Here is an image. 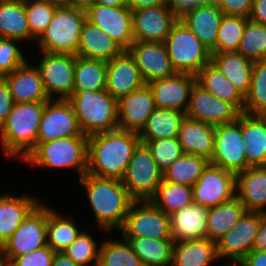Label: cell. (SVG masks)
<instances>
[{"instance_id": "6da1fadb", "label": "cell", "mask_w": 266, "mask_h": 266, "mask_svg": "<svg viewBox=\"0 0 266 266\" xmlns=\"http://www.w3.org/2000/svg\"><path fill=\"white\" fill-rule=\"evenodd\" d=\"M138 132L116 129L88 136V174L121 180L137 146Z\"/></svg>"}, {"instance_id": "7a4b0ae2", "label": "cell", "mask_w": 266, "mask_h": 266, "mask_svg": "<svg viewBox=\"0 0 266 266\" xmlns=\"http://www.w3.org/2000/svg\"><path fill=\"white\" fill-rule=\"evenodd\" d=\"M79 184L86 189L98 229L104 234L119 231L134 202L121 180L86 173L79 179Z\"/></svg>"}, {"instance_id": "3957f363", "label": "cell", "mask_w": 266, "mask_h": 266, "mask_svg": "<svg viewBox=\"0 0 266 266\" xmlns=\"http://www.w3.org/2000/svg\"><path fill=\"white\" fill-rule=\"evenodd\" d=\"M46 102L15 103L0 128L1 151L22 161L36 148L38 129Z\"/></svg>"}, {"instance_id": "277c9868", "label": "cell", "mask_w": 266, "mask_h": 266, "mask_svg": "<svg viewBox=\"0 0 266 266\" xmlns=\"http://www.w3.org/2000/svg\"><path fill=\"white\" fill-rule=\"evenodd\" d=\"M68 100L83 134L93 136L118 129L117 100L106 89L73 91Z\"/></svg>"}, {"instance_id": "5b68a950", "label": "cell", "mask_w": 266, "mask_h": 266, "mask_svg": "<svg viewBox=\"0 0 266 266\" xmlns=\"http://www.w3.org/2000/svg\"><path fill=\"white\" fill-rule=\"evenodd\" d=\"M88 136L60 138L39 144L23 161L39 168H75L82 178L87 172Z\"/></svg>"}, {"instance_id": "8992f818", "label": "cell", "mask_w": 266, "mask_h": 266, "mask_svg": "<svg viewBox=\"0 0 266 266\" xmlns=\"http://www.w3.org/2000/svg\"><path fill=\"white\" fill-rule=\"evenodd\" d=\"M87 13L70 7L57 8L47 29L36 40L43 52L77 55L79 36Z\"/></svg>"}, {"instance_id": "52a82bcc", "label": "cell", "mask_w": 266, "mask_h": 266, "mask_svg": "<svg viewBox=\"0 0 266 266\" xmlns=\"http://www.w3.org/2000/svg\"><path fill=\"white\" fill-rule=\"evenodd\" d=\"M164 44L177 73L196 75L210 63L211 52L180 20L173 25Z\"/></svg>"}, {"instance_id": "ba28073f", "label": "cell", "mask_w": 266, "mask_h": 266, "mask_svg": "<svg viewBox=\"0 0 266 266\" xmlns=\"http://www.w3.org/2000/svg\"><path fill=\"white\" fill-rule=\"evenodd\" d=\"M163 180V172L159 169L150 150L144 143L135 149L121 179L134 201H151Z\"/></svg>"}, {"instance_id": "9c48e42d", "label": "cell", "mask_w": 266, "mask_h": 266, "mask_svg": "<svg viewBox=\"0 0 266 266\" xmlns=\"http://www.w3.org/2000/svg\"><path fill=\"white\" fill-rule=\"evenodd\" d=\"M119 232L122 237L173 239L169 215L152 201H134Z\"/></svg>"}, {"instance_id": "30bf717a", "label": "cell", "mask_w": 266, "mask_h": 266, "mask_svg": "<svg viewBox=\"0 0 266 266\" xmlns=\"http://www.w3.org/2000/svg\"><path fill=\"white\" fill-rule=\"evenodd\" d=\"M39 52L42 57L36 67L47 97L68 100L74 89L75 55Z\"/></svg>"}, {"instance_id": "8fae6325", "label": "cell", "mask_w": 266, "mask_h": 266, "mask_svg": "<svg viewBox=\"0 0 266 266\" xmlns=\"http://www.w3.org/2000/svg\"><path fill=\"white\" fill-rule=\"evenodd\" d=\"M263 215L260 212L245 211L240 220L216 241L218 259H227L224 265H237L252 251Z\"/></svg>"}, {"instance_id": "7c38bea8", "label": "cell", "mask_w": 266, "mask_h": 266, "mask_svg": "<svg viewBox=\"0 0 266 266\" xmlns=\"http://www.w3.org/2000/svg\"><path fill=\"white\" fill-rule=\"evenodd\" d=\"M47 245V204L40 203L21 223L20 227L2 245L11 262Z\"/></svg>"}, {"instance_id": "4fadbf2b", "label": "cell", "mask_w": 266, "mask_h": 266, "mask_svg": "<svg viewBox=\"0 0 266 266\" xmlns=\"http://www.w3.org/2000/svg\"><path fill=\"white\" fill-rule=\"evenodd\" d=\"M210 164L235 175L247 169L242 140V113L236 121L216 126L214 152Z\"/></svg>"}, {"instance_id": "5bb4252c", "label": "cell", "mask_w": 266, "mask_h": 266, "mask_svg": "<svg viewBox=\"0 0 266 266\" xmlns=\"http://www.w3.org/2000/svg\"><path fill=\"white\" fill-rule=\"evenodd\" d=\"M87 136L82 133L69 100L49 99L38 129L36 147L60 138Z\"/></svg>"}, {"instance_id": "9a60e30c", "label": "cell", "mask_w": 266, "mask_h": 266, "mask_svg": "<svg viewBox=\"0 0 266 266\" xmlns=\"http://www.w3.org/2000/svg\"><path fill=\"white\" fill-rule=\"evenodd\" d=\"M235 184L234 173L209 163L192 186L193 202L209 208L227 202L236 196Z\"/></svg>"}, {"instance_id": "2e32d148", "label": "cell", "mask_w": 266, "mask_h": 266, "mask_svg": "<svg viewBox=\"0 0 266 266\" xmlns=\"http://www.w3.org/2000/svg\"><path fill=\"white\" fill-rule=\"evenodd\" d=\"M178 20L170 5L134 10L132 11L134 41L164 43Z\"/></svg>"}, {"instance_id": "e0dca14e", "label": "cell", "mask_w": 266, "mask_h": 266, "mask_svg": "<svg viewBox=\"0 0 266 266\" xmlns=\"http://www.w3.org/2000/svg\"><path fill=\"white\" fill-rule=\"evenodd\" d=\"M241 112L203 89L196 82L191 88L186 116L213 126L234 122Z\"/></svg>"}, {"instance_id": "ac0fdd59", "label": "cell", "mask_w": 266, "mask_h": 266, "mask_svg": "<svg viewBox=\"0 0 266 266\" xmlns=\"http://www.w3.org/2000/svg\"><path fill=\"white\" fill-rule=\"evenodd\" d=\"M87 20L100 27L124 51L134 42L132 11L127 6L104 7L93 4L86 12Z\"/></svg>"}, {"instance_id": "d6986e66", "label": "cell", "mask_w": 266, "mask_h": 266, "mask_svg": "<svg viewBox=\"0 0 266 266\" xmlns=\"http://www.w3.org/2000/svg\"><path fill=\"white\" fill-rule=\"evenodd\" d=\"M127 51L134 58L146 84L176 73L164 43L134 41Z\"/></svg>"}, {"instance_id": "ffe728a7", "label": "cell", "mask_w": 266, "mask_h": 266, "mask_svg": "<svg viewBox=\"0 0 266 266\" xmlns=\"http://www.w3.org/2000/svg\"><path fill=\"white\" fill-rule=\"evenodd\" d=\"M106 66V91L117 101L146 85L134 58L128 51H123L106 62Z\"/></svg>"}, {"instance_id": "44dd1931", "label": "cell", "mask_w": 266, "mask_h": 266, "mask_svg": "<svg viewBox=\"0 0 266 266\" xmlns=\"http://www.w3.org/2000/svg\"><path fill=\"white\" fill-rule=\"evenodd\" d=\"M196 82L195 75L175 73L174 75L148 83L153 93L156 108L175 109L187 112L190 91Z\"/></svg>"}, {"instance_id": "7402d4cb", "label": "cell", "mask_w": 266, "mask_h": 266, "mask_svg": "<svg viewBox=\"0 0 266 266\" xmlns=\"http://www.w3.org/2000/svg\"><path fill=\"white\" fill-rule=\"evenodd\" d=\"M155 109L153 93L146 84L117 101L118 129L139 132Z\"/></svg>"}, {"instance_id": "603a6c76", "label": "cell", "mask_w": 266, "mask_h": 266, "mask_svg": "<svg viewBox=\"0 0 266 266\" xmlns=\"http://www.w3.org/2000/svg\"><path fill=\"white\" fill-rule=\"evenodd\" d=\"M223 15L216 3H204L183 14L179 20L211 53H216L217 32Z\"/></svg>"}, {"instance_id": "cb8c5ba5", "label": "cell", "mask_w": 266, "mask_h": 266, "mask_svg": "<svg viewBox=\"0 0 266 266\" xmlns=\"http://www.w3.org/2000/svg\"><path fill=\"white\" fill-rule=\"evenodd\" d=\"M15 103L47 102L38 68L26 61L19 68L3 76Z\"/></svg>"}, {"instance_id": "d4e9b609", "label": "cell", "mask_w": 266, "mask_h": 266, "mask_svg": "<svg viewBox=\"0 0 266 266\" xmlns=\"http://www.w3.org/2000/svg\"><path fill=\"white\" fill-rule=\"evenodd\" d=\"M209 209L193 202L172 212L169 217L174 242L206 238Z\"/></svg>"}, {"instance_id": "484cf974", "label": "cell", "mask_w": 266, "mask_h": 266, "mask_svg": "<svg viewBox=\"0 0 266 266\" xmlns=\"http://www.w3.org/2000/svg\"><path fill=\"white\" fill-rule=\"evenodd\" d=\"M235 192L246 211L266 214V166L249 167L237 173Z\"/></svg>"}, {"instance_id": "4316f807", "label": "cell", "mask_w": 266, "mask_h": 266, "mask_svg": "<svg viewBox=\"0 0 266 266\" xmlns=\"http://www.w3.org/2000/svg\"><path fill=\"white\" fill-rule=\"evenodd\" d=\"M215 128L216 126L185 116L177 137L184 154L201 156L211 161Z\"/></svg>"}, {"instance_id": "83f0119b", "label": "cell", "mask_w": 266, "mask_h": 266, "mask_svg": "<svg viewBox=\"0 0 266 266\" xmlns=\"http://www.w3.org/2000/svg\"><path fill=\"white\" fill-rule=\"evenodd\" d=\"M123 51L100 27L86 19L79 36L77 56L109 62Z\"/></svg>"}, {"instance_id": "f1b7e54d", "label": "cell", "mask_w": 266, "mask_h": 266, "mask_svg": "<svg viewBox=\"0 0 266 266\" xmlns=\"http://www.w3.org/2000/svg\"><path fill=\"white\" fill-rule=\"evenodd\" d=\"M37 197L0 194V246L20 227L26 217L42 202Z\"/></svg>"}, {"instance_id": "f546056e", "label": "cell", "mask_w": 266, "mask_h": 266, "mask_svg": "<svg viewBox=\"0 0 266 266\" xmlns=\"http://www.w3.org/2000/svg\"><path fill=\"white\" fill-rule=\"evenodd\" d=\"M242 140L247 168L266 166V121L261 115L242 113Z\"/></svg>"}, {"instance_id": "4dcf8cb0", "label": "cell", "mask_w": 266, "mask_h": 266, "mask_svg": "<svg viewBox=\"0 0 266 266\" xmlns=\"http://www.w3.org/2000/svg\"><path fill=\"white\" fill-rule=\"evenodd\" d=\"M210 62L244 96L248 93L254 62L245 58L237 51L211 53Z\"/></svg>"}, {"instance_id": "1f68e13d", "label": "cell", "mask_w": 266, "mask_h": 266, "mask_svg": "<svg viewBox=\"0 0 266 266\" xmlns=\"http://www.w3.org/2000/svg\"><path fill=\"white\" fill-rule=\"evenodd\" d=\"M216 260V242L208 238L174 242L171 266H212Z\"/></svg>"}, {"instance_id": "d6a6232c", "label": "cell", "mask_w": 266, "mask_h": 266, "mask_svg": "<svg viewBox=\"0 0 266 266\" xmlns=\"http://www.w3.org/2000/svg\"><path fill=\"white\" fill-rule=\"evenodd\" d=\"M196 83L215 97L244 112V95L210 62L196 75Z\"/></svg>"}, {"instance_id": "836d02e7", "label": "cell", "mask_w": 266, "mask_h": 266, "mask_svg": "<svg viewBox=\"0 0 266 266\" xmlns=\"http://www.w3.org/2000/svg\"><path fill=\"white\" fill-rule=\"evenodd\" d=\"M186 113L175 109L156 108L138 132L141 143L159 138H177Z\"/></svg>"}, {"instance_id": "e575fe53", "label": "cell", "mask_w": 266, "mask_h": 266, "mask_svg": "<svg viewBox=\"0 0 266 266\" xmlns=\"http://www.w3.org/2000/svg\"><path fill=\"white\" fill-rule=\"evenodd\" d=\"M0 37L30 41L24 0H0Z\"/></svg>"}, {"instance_id": "d590c367", "label": "cell", "mask_w": 266, "mask_h": 266, "mask_svg": "<svg viewBox=\"0 0 266 266\" xmlns=\"http://www.w3.org/2000/svg\"><path fill=\"white\" fill-rule=\"evenodd\" d=\"M246 211L244 205L235 196L231 200L209 209L206 238L216 242L224 236Z\"/></svg>"}, {"instance_id": "8d00e7d4", "label": "cell", "mask_w": 266, "mask_h": 266, "mask_svg": "<svg viewBox=\"0 0 266 266\" xmlns=\"http://www.w3.org/2000/svg\"><path fill=\"white\" fill-rule=\"evenodd\" d=\"M122 238L128 242L144 266H171L173 239Z\"/></svg>"}, {"instance_id": "74e56055", "label": "cell", "mask_w": 266, "mask_h": 266, "mask_svg": "<svg viewBox=\"0 0 266 266\" xmlns=\"http://www.w3.org/2000/svg\"><path fill=\"white\" fill-rule=\"evenodd\" d=\"M47 205V245L54 252H63L82 232L75 219Z\"/></svg>"}, {"instance_id": "f35d334b", "label": "cell", "mask_w": 266, "mask_h": 266, "mask_svg": "<svg viewBox=\"0 0 266 266\" xmlns=\"http://www.w3.org/2000/svg\"><path fill=\"white\" fill-rule=\"evenodd\" d=\"M106 71V62L76 55L73 91L105 90Z\"/></svg>"}, {"instance_id": "ab89813d", "label": "cell", "mask_w": 266, "mask_h": 266, "mask_svg": "<svg viewBox=\"0 0 266 266\" xmlns=\"http://www.w3.org/2000/svg\"><path fill=\"white\" fill-rule=\"evenodd\" d=\"M209 163L204 157L183 154L163 172V180L192 187Z\"/></svg>"}, {"instance_id": "60d3db41", "label": "cell", "mask_w": 266, "mask_h": 266, "mask_svg": "<svg viewBox=\"0 0 266 266\" xmlns=\"http://www.w3.org/2000/svg\"><path fill=\"white\" fill-rule=\"evenodd\" d=\"M97 266H144L128 242L104 239L100 244Z\"/></svg>"}, {"instance_id": "b9f144b4", "label": "cell", "mask_w": 266, "mask_h": 266, "mask_svg": "<svg viewBox=\"0 0 266 266\" xmlns=\"http://www.w3.org/2000/svg\"><path fill=\"white\" fill-rule=\"evenodd\" d=\"M151 201L163 212L170 215L172 212L193 203L192 187L162 180Z\"/></svg>"}, {"instance_id": "7bdbcfd3", "label": "cell", "mask_w": 266, "mask_h": 266, "mask_svg": "<svg viewBox=\"0 0 266 266\" xmlns=\"http://www.w3.org/2000/svg\"><path fill=\"white\" fill-rule=\"evenodd\" d=\"M266 110V60L253 64L248 93L244 96V113L261 115Z\"/></svg>"}, {"instance_id": "ee69618b", "label": "cell", "mask_w": 266, "mask_h": 266, "mask_svg": "<svg viewBox=\"0 0 266 266\" xmlns=\"http://www.w3.org/2000/svg\"><path fill=\"white\" fill-rule=\"evenodd\" d=\"M237 52L252 62L266 60V26L248 19Z\"/></svg>"}, {"instance_id": "f6af8a7d", "label": "cell", "mask_w": 266, "mask_h": 266, "mask_svg": "<svg viewBox=\"0 0 266 266\" xmlns=\"http://www.w3.org/2000/svg\"><path fill=\"white\" fill-rule=\"evenodd\" d=\"M248 18L223 15L216 41V53L237 51Z\"/></svg>"}, {"instance_id": "bcb514c9", "label": "cell", "mask_w": 266, "mask_h": 266, "mask_svg": "<svg viewBox=\"0 0 266 266\" xmlns=\"http://www.w3.org/2000/svg\"><path fill=\"white\" fill-rule=\"evenodd\" d=\"M30 29V41L36 42L47 29L58 7L43 0H24Z\"/></svg>"}, {"instance_id": "7dc6e473", "label": "cell", "mask_w": 266, "mask_h": 266, "mask_svg": "<svg viewBox=\"0 0 266 266\" xmlns=\"http://www.w3.org/2000/svg\"><path fill=\"white\" fill-rule=\"evenodd\" d=\"M89 229L83 230L80 235L63 251L74 263L79 266H97L99 244L90 235ZM92 264V265H91Z\"/></svg>"}, {"instance_id": "c3c4849f", "label": "cell", "mask_w": 266, "mask_h": 266, "mask_svg": "<svg viewBox=\"0 0 266 266\" xmlns=\"http://www.w3.org/2000/svg\"><path fill=\"white\" fill-rule=\"evenodd\" d=\"M144 144L150 150L159 169L164 172L168 169L184 152L178 138H159L145 141Z\"/></svg>"}, {"instance_id": "681fc988", "label": "cell", "mask_w": 266, "mask_h": 266, "mask_svg": "<svg viewBox=\"0 0 266 266\" xmlns=\"http://www.w3.org/2000/svg\"><path fill=\"white\" fill-rule=\"evenodd\" d=\"M20 42L17 39L0 37V77L12 73L27 61L23 51L16 45Z\"/></svg>"}, {"instance_id": "f907efd6", "label": "cell", "mask_w": 266, "mask_h": 266, "mask_svg": "<svg viewBox=\"0 0 266 266\" xmlns=\"http://www.w3.org/2000/svg\"><path fill=\"white\" fill-rule=\"evenodd\" d=\"M55 253L49 246L34 250L26 255L18 256L11 262V266H52Z\"/></svg>"}, {"instance_id": "816d5d0a", "label": "cell", "mask_w": 266, "mask_h": 266, "mask_svg": "<svg viewBox=\"0 0 266 266\" xmlns=\"http://www.w3.org/2000/svg\"><path fill=\"white\" fill-rule=\"evenodd\" d=\"M253 0H218L217 5L224 15L249 17Z\"/></svg>"}, {"instance_id": "f5cc1de1", "label": "cell", "mask_w": 266, "mask_h": 266, "mask_svg": "<svg viewBox=\"0 0 266 266\" xmlns=\"http://www.w3.org/2000/svg\"><path fill=\"white\" fill-rule=\"evenodd\" d=\"M15 102L10 93L7 82L0 77V128L7 120Z\"/></svg>"}, {"instance_id": "db71d44e", "label": "cell", "mask_w": 266, "mask_h": 266, "mask_svg": "<svg viewBox=\"0 0 266 266\" xmlns=\"http://www.w3.org/2000/svg\"><path fill=\"white\" fill-rule=\"evenodd\" d=\"M218 0H169L170 6L175 11V14L180 18L186 12L195 9L197 6L204 3H217Z\"/></svg>"}, {"instance_id": "11a10c76", "label": "cell", "mask_w": 266, "mask_h": 266, "mask_svg": "<svg viewBox=\"0 0 266 266\" xmlns=\"http://www.w3.org/2000/svg\"><path fill=\"white\" fill-rule=\"evenodd\" d=\"M237 266H266V251L252 250Z\"/></svg>"}, {"instance_id": "9f6ffc18", "label": "cell", "mask_w": 266, "mask_h": 266, "mask_svg": "<svg viewBox=\"0 0 266 266\" xmlns=\"http://www.w3.org/2000/svg\"><path fill=\"white\" fill-rule=\"evenodd\" d=\"M248 19L266 26V0H253Z\"/></svg>"}, {"instance_id": "6f0895ef", "label": "cell", "mask_w": 266, "mask_h": 266, "mask_svg": "<svg viewBox=\"0 0 266 266\" xmlns=\"http://www.w3.org/2000/svg\"><path fill=\"white\" fill-rule=\"evenodd\" d=\"M252 250L266 251V214H264L261 219V224L254 239Z\"/></svg>"}, {"instance_id": "680465c9", "label": "cell", "mask_w": 266, "mask_h": 266, "mask_svg": "<svg viewBox=\"0 0 266 266\" xmlns=\"http://www.w3.org/2000/svg\"><path fill=\"white\" fill-rule=\"evenodd\" d=\"M162 5H170L169 0H127L126 4L131 11Z\"/></svg>"}, {"instance_id": "91938a15", "label": "cell", "mask_w": 266, "mask_h": 266, "mask_svg": "<svg viewBox=\"0 0 266 266\" xmlns=\"http://www.w3.org/2000/svg\"><path fill=\"white\" fill-rule=\"evenodd\" d=\"M52 266H79L74 263L65 253L56 252L52 261Z\"/></svg>"}, {"instance_id": "94428289", "label": "cell", "mask_w": 266, "mask_h": 266, "mask_svg": "<svg viewBox=\"0 0 266 266\" xmlns=\"http://www.w3.org/2000/svg\"><path fill=\"white\" fill-rule=\"evenodd\" d=\"M94 3L95 0H69V7L87 12Z\"/></svg>"}, {"instance_id": "6125c7cd", "label": "cell", "mask_w": 266, "mask_h": 266, "mask_svg": "<svg viewBox=\"0 0 266 266\" xmlns=\"http://www.w3.org/2000/svg\"><path fill=\"white\" fill-rule=\"evenodd\" d=\"M95 4L104 7L126 6L127 0H95Z\"/></svg>"}, {"instance_id": "be15d7a7", "label": "cell", "mask_w": 266, "mask_h": 266, "mask_svg": "<svg viewBox=\"0 0 266 266\" xmlns=\"http://www.w3.org/2000/svg\"><path fill=\"white\" fill-rule=\"evenodd\" d=\"M51 5H54L58 8L60 7H69V0H43Z\"/></svg>"}, {"instance_id": "e7e4bbea", "label": "cell", "mask_w": 266, "mask_h": 266, "mask_svg": "<svg viewBox=\"0 0 266 266\" xmlns=\"http://www.w3.org/2000/svg\"><path fill=\"white\" fill-rule=\"evenodd\" d=\"M10 262L4 254L2 246H0V266H9Z\"/></svg>"}, {"instance_id": "03108f58", "label": "cell", "mask_w": 266, "mask_h": 266, "mask_svg": "<svg viewBox=\"0 0 266 266\" xmlns=\"http://www.w3.org/2000/svg\"><path fill=\"white\" fill-rule=\"evenodd\" d=\"M261 116L265 119L266 121V110L261 114Z\"/></svg>"}]
</instances>
